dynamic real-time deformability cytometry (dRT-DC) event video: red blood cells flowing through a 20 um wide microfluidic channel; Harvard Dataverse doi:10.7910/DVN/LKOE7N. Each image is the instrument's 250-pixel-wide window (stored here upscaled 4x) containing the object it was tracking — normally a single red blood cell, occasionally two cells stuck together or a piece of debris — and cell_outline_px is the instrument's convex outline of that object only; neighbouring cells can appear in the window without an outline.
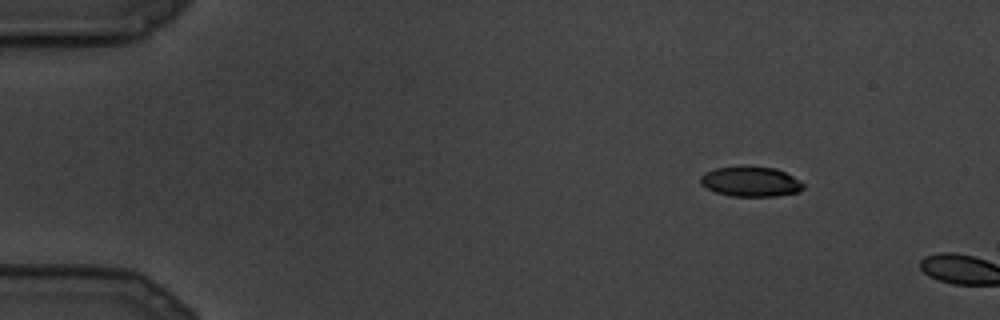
{"species": "common noctule bat (a hibernating species)", "species_latin": "Nyctalus noctula", "temperature_condition": "cold", "stored_images_in_passage": 2, "camera_frame_rate_fps": 3000, "um_per_image_px": 0.085, "animal": {"sex": "male", "body_mass_g": 19.5, "forearm_length_mm": 54.6}, "frame": {"image": 1, "passage_image": 1, "time_ms": 0.0, "image_size_px": [1000, 320], "cell_outline_px": [[804, 188], [800, 192], [776, 196], [732, 196], [716, 192], [700, 184], [700, 176], [704, 172], [716, 168], [740, 164], [744, 164], [776, 168], [800, 180], [804, 184]], "centroid_in_image_um": [63.8, 15.4], "position_along_channel_um": 21.2, "area_um2": 18.5}}